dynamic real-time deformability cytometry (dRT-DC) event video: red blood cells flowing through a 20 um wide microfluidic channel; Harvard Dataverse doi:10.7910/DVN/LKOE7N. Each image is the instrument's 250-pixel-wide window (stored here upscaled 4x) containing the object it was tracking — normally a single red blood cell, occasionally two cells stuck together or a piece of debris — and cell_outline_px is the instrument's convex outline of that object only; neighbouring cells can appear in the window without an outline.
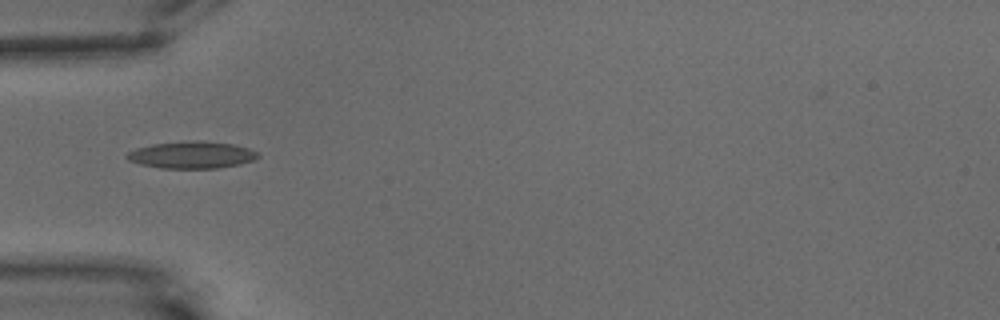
{"species": "common noctule bat (a hibernating species)", "species_latin": "Nyctalus noctula", "temperature_condition": "warm", "stored_images_in_passage": 9, "camera_frame_rate_fps": 3000, "um_per_image_px": 0.085, "animal": {"sex": "male", "body_mass_g": 15.6}, "frame": {"image": 1, "passage_image": 1, "time_ms": 0.0, "image_size_px": [1000, 320], "cell_outline_px": [[260, 156], [252, 160], [240, 164], [216, 168], [160, 168], [140, 164], [128, 160], [124, 156], [128, 152], [136, 148], [152, 144], [196, 140], [204, 140], [236, 144], [260, 152]], "centroid_in_image_um": [16.32, 13.15], "position_along_channel_um": 68.7, "area_um2": 20.81}}